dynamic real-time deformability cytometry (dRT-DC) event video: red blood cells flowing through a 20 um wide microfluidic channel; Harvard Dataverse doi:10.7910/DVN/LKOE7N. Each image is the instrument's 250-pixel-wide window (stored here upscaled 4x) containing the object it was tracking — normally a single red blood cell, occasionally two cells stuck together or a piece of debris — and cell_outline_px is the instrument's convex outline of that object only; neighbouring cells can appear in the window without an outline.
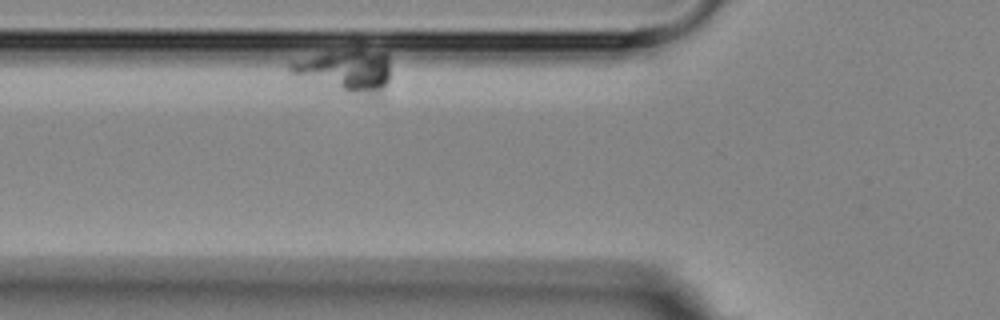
{"species": "Egyptian fruit bat (a non-hibernating species)", "species_latin": "Rousettus aegyptiacus", "temperature_condition": "room temperature", "stored_images_in_passage": 7, "segment_of_instrument_passage": [1, 2], "camera_frame_rate_fps": 3000, "um_per_image_px": 0.085, "animal": {"sex": "female"}, "frame": {"image": 1, "passage_image": 3, "time_ms": 3.0, "image_size_px": [1000, 320], "cell_outline_px": [[388, 80], [380, 100], [376, 104], [300, 76], [292, 72], [288, 68], [288, 60], [328, 52], [388, 52]], "centroid_in_image_um": [29.47, 6.14], "position_along_channel_um": 96.3, "area_um2": 25.14}}
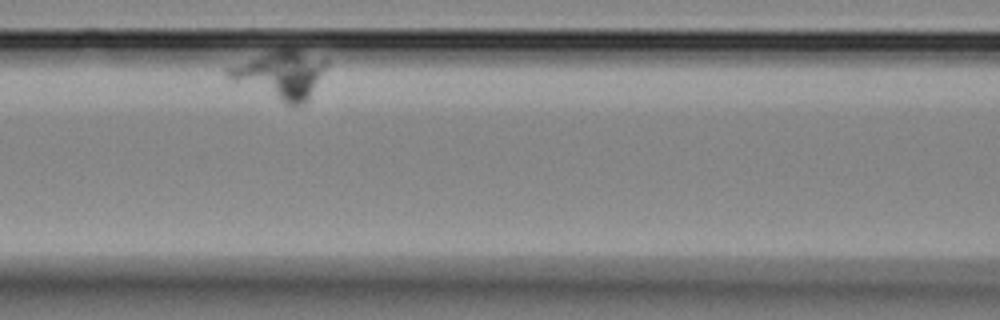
{"frame": {"image": 2, "passage_image": 5, "time_ms": 5.333, "image_size_px": [1000, 320], "cell_outline_px": [[328, 64], [308, 100], [304, 104], [296, 108], [284, 104], [228, 80], [224, 76], [224, 68], [280, 48], [296, 48], [328, 60]], "centroid_in_image_um": [23.82, 6.38], "position_along_channel_um": 142.8, "area_um2": 28.09}}